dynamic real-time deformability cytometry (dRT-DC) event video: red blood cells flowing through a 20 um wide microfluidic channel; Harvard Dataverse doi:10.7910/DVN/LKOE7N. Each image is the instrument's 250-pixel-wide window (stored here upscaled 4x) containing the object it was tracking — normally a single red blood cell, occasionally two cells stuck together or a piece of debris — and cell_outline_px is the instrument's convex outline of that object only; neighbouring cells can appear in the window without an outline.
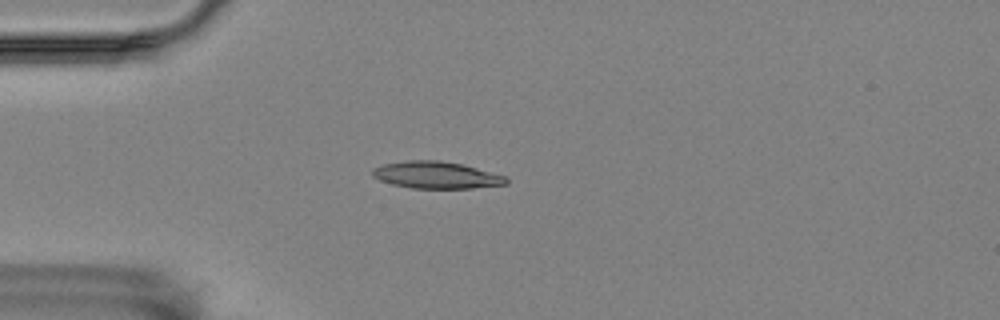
{"species": "Egyptian fruit bat (a non-hibernating species)", "species_latin": "Rousettus aegyptiacus", "temperature_condition": "room temperature", "stored_images_in_passage": 55, "camera_frame_rate_fps": 3000, "um_per_image_px": 0.085, "animal": {"sex": "female"}, "frame": {"image": 1, "passage_image": 14, "time_ms": 4.333, "image_size_px": [1000, 320], "cell_outline_px": [[508, 184], [472, 188], [412, 188], [392, 184], [380, 180], [372, 176], [372, 168], [384, 164], [404, 160], [440, 160], [460, 164], [476, 168], [504, 176], [508, 180]], "centroid_in_image_um": [37.04, 14.88], "position_along_channel_um": 48.0, "area_um2": 20.87}}
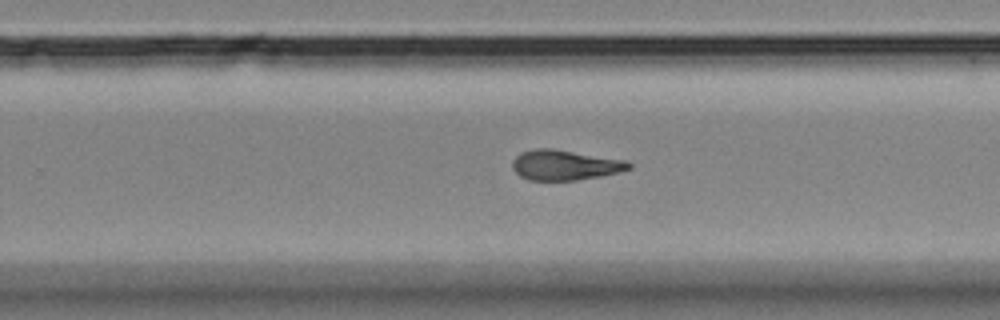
{"frame": {"image": 2, "passage_image": 35, "time_ms": 11.333, "image_size_px": [1000, 320], "cell_outline_px": [[632, 168], [620, 172], [600, 176], [576, 180], [528, 180], [520, 176], [512, 168], [512, 160], [520, 152], [536, 148], [552, 148], [628, 160], [632, 164]], "centroid_in_image_um": [48.03, 14.02], "position_along_channel_um": 281.8, "area_um2": 20.69}}
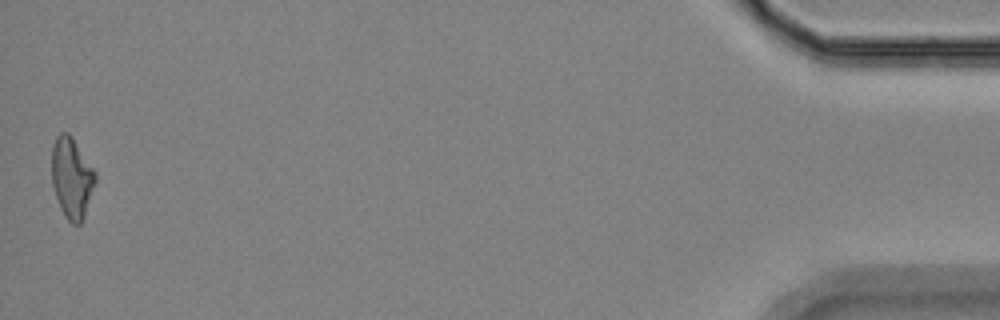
{"frame": {"image": 3, "passage_image": 55, "time_ms": 18.0, "image_size_px": [1000, 320], "cell_outline_px": [[96, 180], [84, 216], [80, 224], [72, 224], [64, 216], [60, 208], [52, 184], [52, 144], [56, 136], [60, 132], [68, 132], [72, 136], [96, 172]], "centroid_in_image_um": [6.09, 15.09], "position_along_channel_um": 429.1, "area_um2": 20.52}, "authors_computed_cell_mechanics": {"area_um2": 20.3456, "velocity_mm_per_s": 3.5436, "shape_relaxation_time_tau1_ms": 7.0267, "shape_relaxation_time_tau2_ms": 2.5945, "deformation_change_tau1": 0.1838, "deformation_change_tau2": 0.1092}}